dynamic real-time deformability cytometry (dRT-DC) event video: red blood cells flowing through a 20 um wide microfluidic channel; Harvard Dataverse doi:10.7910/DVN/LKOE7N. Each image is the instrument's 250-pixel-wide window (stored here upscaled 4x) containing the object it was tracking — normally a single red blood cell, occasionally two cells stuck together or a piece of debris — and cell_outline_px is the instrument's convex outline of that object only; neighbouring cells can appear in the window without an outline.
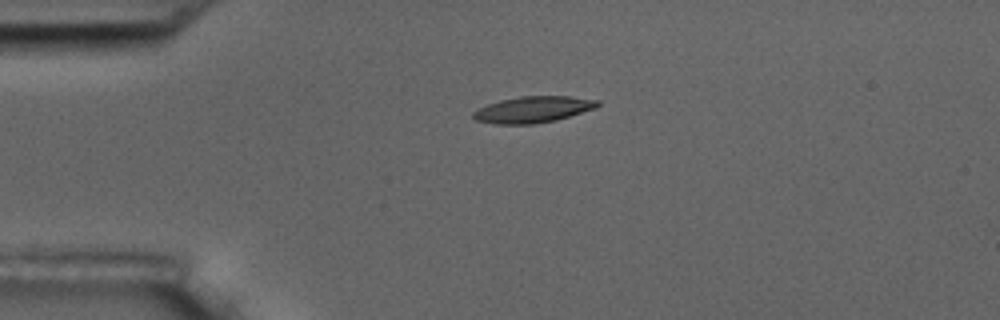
{"species": "common noctule bat (a hibernating species)", "species_latin": "Nyctalus noctula", "temperature_condition": "room temperature", "stored_images_in_passage": 5, "camera_frame_rate_fps": 3000, "um_per_image_px": 0.085, "animal": {"sex": "male", "body_mass_g": 17.5, "forearm_length_mm": 52.3}, "frame": {"image": 1, "passage_image": 4, "time_ms": 4.333, "image_size_px": [1000, 320], "cell_outline_px": [[600, 104], [596, 108], [556, 120], [532, 124], [496, 124], [476, 120], [472, 116], [472, 112], [488, 104], [500, 100], [520, 96], [568, 96], [600, 100]], "centroid_in_image_um": [45.33, 9.3], "position_along_channel_um": 39.7, "area_um2": 19.02}}